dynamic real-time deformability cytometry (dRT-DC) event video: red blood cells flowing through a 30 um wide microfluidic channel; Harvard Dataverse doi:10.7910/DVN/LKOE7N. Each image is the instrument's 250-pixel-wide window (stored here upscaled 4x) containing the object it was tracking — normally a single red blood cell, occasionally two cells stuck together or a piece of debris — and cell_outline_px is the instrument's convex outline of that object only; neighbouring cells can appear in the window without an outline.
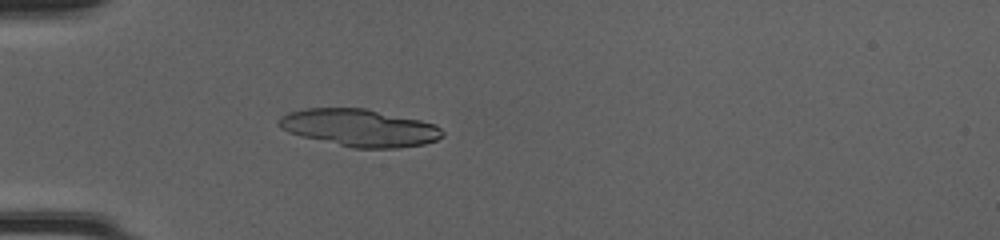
{"species": "common noctule bat (a hibernating species)", "species_latin": "Nyctalus noctula", "temperature_condition": "cold", "stored_images_in_passage": 49, "camera_frame_rate_fps": 3000, "um_per_image_px": 0.085, "animal": {"sex": "female", "body_mass_g": 20.0, "forearm_length_mm": 54.0}, "frame": {"image": 1, "passage_image": 16, "time_ms": 5.0, "image_size_px": [1000, 240], "cell_outline_px": [[444, 136], [436, 140], [424, 144], [396, 148], [352, 148], [300, 136], [288, 132], [280, 128], [280, 116], [288, 112], [308, 108], [364, 108], [420, 120], [436, 124], [444, 132]], "centroid_in_image_um": [30.57, 10.87], "position_along_channel_um": 54.4, "area_um2": 35.55}}